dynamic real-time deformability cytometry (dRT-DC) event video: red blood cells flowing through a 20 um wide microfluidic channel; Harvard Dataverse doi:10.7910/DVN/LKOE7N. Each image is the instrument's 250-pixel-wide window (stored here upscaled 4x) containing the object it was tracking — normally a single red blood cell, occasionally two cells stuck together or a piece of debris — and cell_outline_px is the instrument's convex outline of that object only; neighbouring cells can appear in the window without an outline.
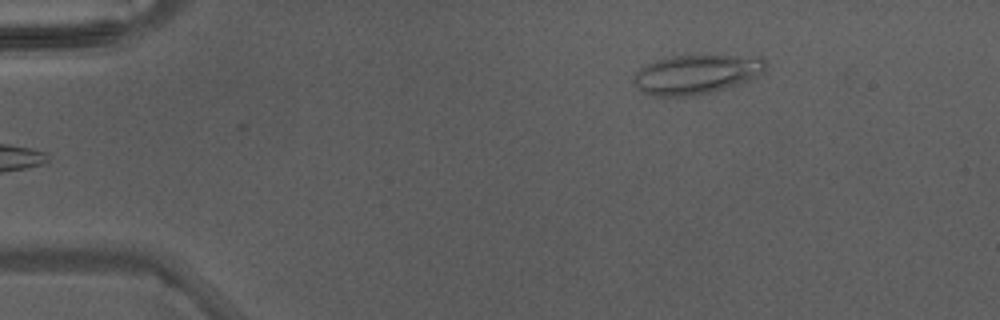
{"species": "Egyptian fruit bat (a non-hibernating species)", "species_latin": "Rousettus aegyptiacus", "temperature_condition": "warm", "stored_images_in_passage": 4, "camera_frame_rate_fps": 3000, "um_per_image_px": 0.085, "animal": {"sex": "male"}, "frame": {"image": 1, "passage_image": 4, "time_ms": 1.0, "image_size_px": [1000, 320], "cell_outline_px": [[768, 64], [764, 72], [760, 76], [724, 88], [692, 96], [652, 96], [640, 92], [632, 84], [632, 80], [636, 72], [640, 68], [664, 56], [684, 52], [760, 56]], "centroid_in_image_um": [59.17, 6.24], "position_along_channel_um": 25.8, "area_um2": 31.79}}